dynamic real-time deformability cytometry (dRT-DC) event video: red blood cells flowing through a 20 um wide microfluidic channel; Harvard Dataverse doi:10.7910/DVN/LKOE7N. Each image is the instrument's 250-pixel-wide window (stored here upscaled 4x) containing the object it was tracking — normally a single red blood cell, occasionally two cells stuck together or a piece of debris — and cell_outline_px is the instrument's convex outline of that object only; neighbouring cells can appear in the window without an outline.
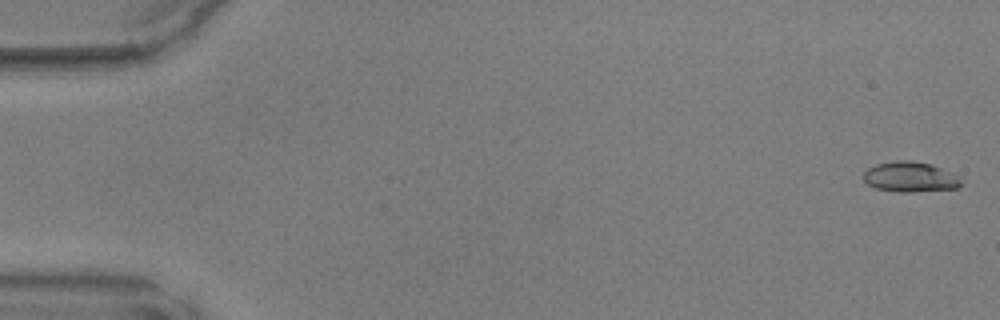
{"species": "common noctule bat (a hibernating species)", "species_latin": "Nyctalus noctula", "temperature_condition": "warm", "stored_images_in_passage": 48, "camera_frame_rate_fps": 3000, "um_per_image_px": 0.085, "animal": {"sex": "male", "body_mass_g": 17.9, "forearm_length_mm": 54.2}, "frame": {"image": 1, "passage_image": 1, "time_ms": 0.0, "image_size_px": [1000, 320], "cell_outline_px": [[960, 184], [956, 188], [908, 192], [900, 192], [876, 188], [868, 184], [864, 180], [864, 172], [868, 168], [876, 164], [896, 160], [908, 160], [932, 164], [956, 176], [960, 180]], "centroid_in_image_um": [77.31, 15.03], "position_along_channel_um": 7.7, "area_um2": 16.82}}
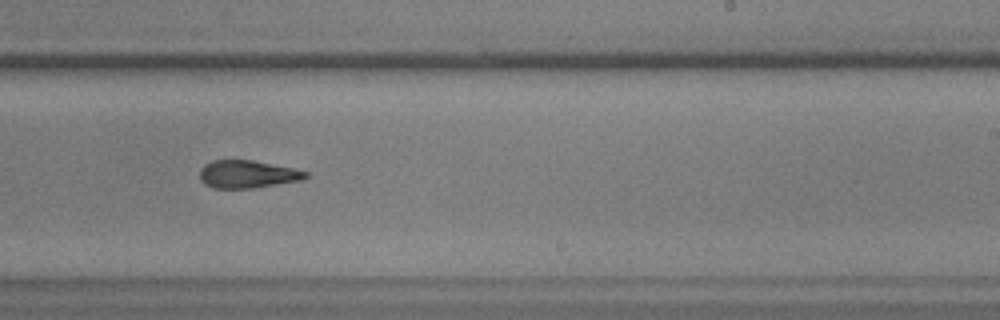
{"frame": {"image": 2, "passage_image": 30, "time_ms": 9.667, "image_size_px": [1000, 320], "cell_outline_px": [[308, 176], [300, 180], [252, 188], [212, 188], [204, 184], [200, 180], [200, 168], [204, 164], [212, 160], [252, 160], [292, 168], [308, 172]], "centroid_in_image_um": [20.97, 14.8], "position_along_channel_um": 268.0, "area_um2": 16.99}}
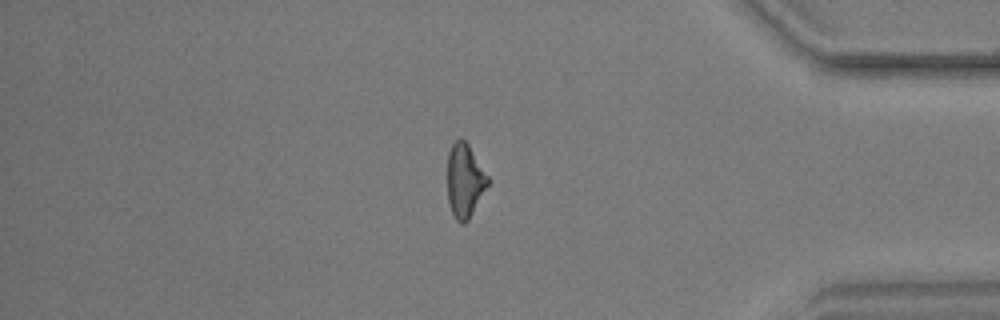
{"frame": {"image": 3, "passage_image": 41, "time_ms": 13.333, "image_size_px": [1000, 320], "cell_outline_px": [[488, 184], [468, 220], [464, 224], [460, 224], [456, 220], [452, 212], [448, 200], [448, 152], [452, 144], [460, 136], [468, 144], [488, 176]], "centroid_in_image_um": [39.49, 15.34], "position_along_channel_um": 395.7, "area_um2": 17.11}}